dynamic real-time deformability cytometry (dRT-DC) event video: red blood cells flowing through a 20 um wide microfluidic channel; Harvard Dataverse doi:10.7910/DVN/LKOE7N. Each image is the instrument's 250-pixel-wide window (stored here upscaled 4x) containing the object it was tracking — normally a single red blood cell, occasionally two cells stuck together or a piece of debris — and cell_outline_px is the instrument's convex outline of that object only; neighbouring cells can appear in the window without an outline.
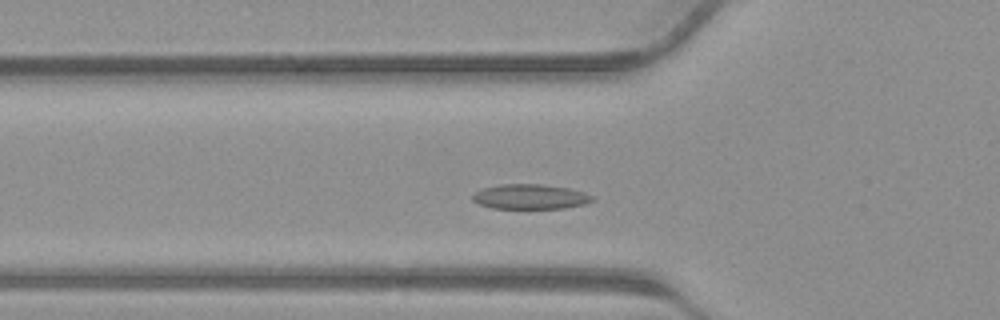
{"species": "common noctule bat (a hibernating species)", "species_latin": "Nyctalus noctula", "temperature_condition": "warm", "stored_images_in_passage": 31, "camera_frame_rate_fps": 3000, "um_per_image_px": 0.085, "animal": {"sex": "male", "body_mass_g": 23.1, "forearm_length_mm": 52.7}, "frame": {"image": 1, "passage_image": 4, "time_ms": 1.0, "image_size_px": [1000, 320], "cell_outline_px": [[596, 196], [592, 200], [584, 204], [564, 208], [492, 208], [480, 204], [472, 200], [472, 196], [476, 192], [484, 188], [500, 184], [540, 184], [568, 188], [584, 192]], "centroid_in_image_um": [45.08, 16.71], "position_along_channel_um": 80.7, "area_um2": 17.22}}
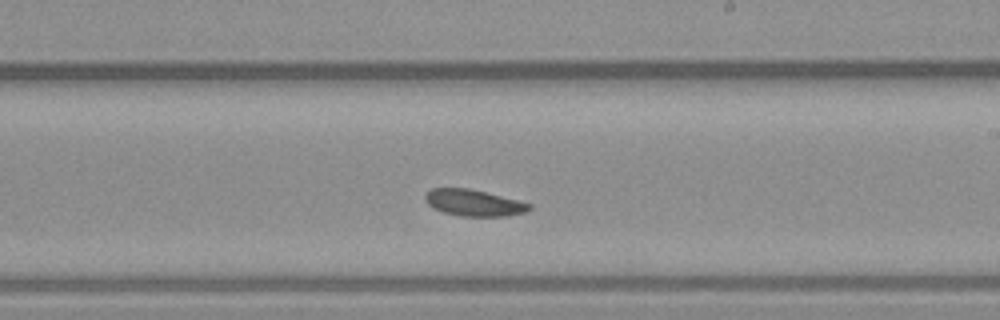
{"frame": {"image": 2, "passage_image": 14, "time_ms": 4.333, "image_size_px": [1000, 320], "cell_outline_px": [[532, 208], [528, 212], [508, 216], [460, 216], [444, 212], [432, 208], [424, 200], [424, 196], [432, 188], [468, 188], [532, 204]], "centroid_in_image_um": [40.27, 17.25], "position_along_channel_um": 248.7, "area_um2": 16.01}}
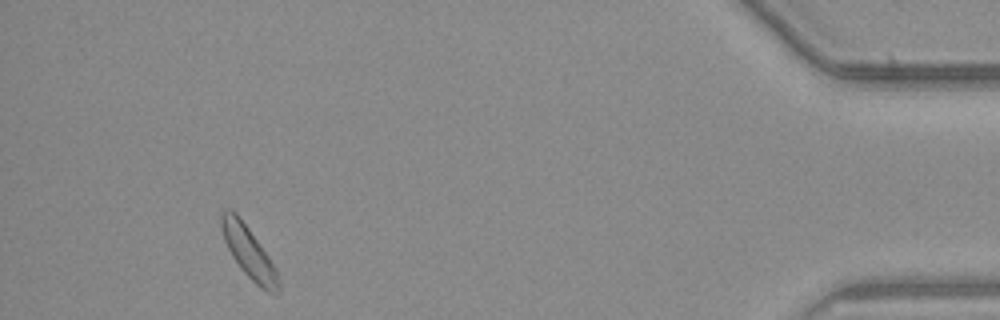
{"frame": {"image": 3, "passage_image": 28, "time_ms": 9.0, "image_size_px": [1000, 320], "cell_outline_px": [[280, 292], [276, 296], [260, 288], [240, 268], [232, 256], [224, 240], [220, 228], [220, 212], [224, 208], [232, 208], [236, 212], [260, 244], [276, 268], [280, 280]], "centroid_in_image_um": [21.14, 21.44], "position_along_channel_um": 414.1, "area_um2": 17.46}}